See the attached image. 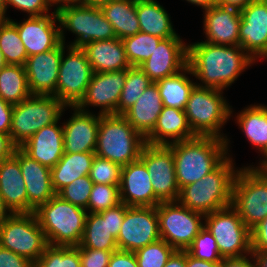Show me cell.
Listing matches in <instances>:
<instances>
[{
  "instance_id": "1",
  "label": "cell",
  "mask_w": 267,
  "mask_h": 267,
  "mask_svg": "<svg viewBox=\"0 0 267 267\" xmlns=\"http://www.w3.org/2000/svg\"><path fill=\"white\" fill-rule=\"evenodd\" d=\"M255 60L241 46L215 45L205 41L188 45L187 65L206 88L223 90Z\"/></svg>"
},
{
  "instance_id": "2",
  "label": "cell",
  "mask_w": 267,
  "mask_h": 267,
  "mask_svg": "<svg viewBox=\"0 0 267 267\" xmlns=\"http://www.w3.org/2000/svg\"><path fill=\"white\" fill-rule=\"evenodd\" d=\"M227 145L228 139L198 135L168 144L174 156L179 189L215 170L227 158Z\"/></svg>"
},
{
  "instance_id": "3",
  "label": "cell",
  "mask_w": 267,
  "mask_h": 267,
  "mask_svg": "<svg viewBox=\"0 0 267 267\" xmlns=\"http://www.w3.org/2000/svg\"><path fill=\"white\" fill-rule=\"evenodd\" d=\"M227 157L215 170L200 180L182 187L177 202L186 208L207 215L231 205L237 170Z\"/></svg>"
},
{
  "instance_id": "4",
  "label": "cell",
  "mask_w": 267,
  "mask_h": 267,
  "mask_svg": "<svg viewBox=\"0 0 267 267\" xmlns=\"http://www.w3.org/2000/svg\"><path fill=\"white\" fill-rule=\"evenodd\" d=\"M35 214L49 245L79 246L84 234L86 209L73 205L57 194Z\"/></svg>"
},
{
  "instance_id": "5",
  "label": "cell",
  "mask_w": 267,
  "mask_h": 267,
  "mask_svg": "<svg viewBox=\"0 0 267 267\" xmlns=\"http://www.w3.org/2000/svg\"><path fill=\"white\" fill-rule=\"evenodd\" d=\"M145 139L123 115H100L95 155L122 167L139 159Z\"/></svg>"
},
{
  "instance_id": "6",
  "label": "cell",
  "mask_w": 267,
  "mask_h": 267,
  "mask_svg": "<svg viewBox=\"0 0 267 267\" xmlns=\"http://www.w3.org/2000/svg\"><path fill=\"white\" fill-rule=\"evenodd\" d=\"M221 92L197 85L192 89L184 113L195 135L227 139L220 134V128L227 122L232 111Z\"/></svg>"
},
{
  "instance_id": "7",
  "label": "cell",
  "mask_w": 267,
  "mask_h": 267,
  "mask_svg": "<svg viewBox=\"0 0 267 267\" xmlns=\"http://www.w3.org/2000/svg\"><path fill=\"white\" fill-rule=\"evenodd\" d=\"M66 106L53 95H31L13 105L10 138L20 148L37 131L61 119Z\"/></svg>"
},
{
  "instance_id": "8",
  "label": "cell",
  "mask_w": 267,
  "mask_h": 267,
  "mask_svg": "<svg viewBox=\"0 0 267 267\" xmlns=\"http://www.w3.org/2000/svg\"><path fill=\"white\" fill-rule=\"evenodd\" d=\"M61 42L65 43L64 29L76 34L72 47H81L88 42L117 38L112 24L105 18L100 7L82 3L65 4L55 8Z\"/></svg>"
},
{
  "instance_id": "9",
  "label": "cell",
  "mask_w": 267,
  "mask_h": 267,
  "mask_svg": "<svg viewBox=\"0 0 267 267\" xmlns=\"http://www.w3.org/2000/svg\"><path fill=\"white\" fill-rule=\"evenodd\" d=\"M231 206L251 230L267 216V173L254 167L237 171Z\"/></svg>"
},
{
  "instance_id": "10",
  "label": "cell",
  "mask_w": 267,
  "mask_h": 267,
  "mask_svg": "<svg viewBox=\"0 0 267 267\" xmlns=\"http://www.w3.org/2000/svg\"><path fill=\"white\" fill-rule=\"evenodd\" d=\"M48 245L35 212L12 213L0 225V246L33 263Z\"/></svg>"
},
{
  "instance_id": "11",
  "label": "cell",
  "mask_w": 267,
  "mask_h": 267,
  "mask_svg": "<svg viewBox=\"0 0 267 267\" xmlns=\"http://www.w3.org/2000/svg\"><path fill=\"white\" fill-rule=\"evenodd\" d=\"M205 226L216 240L223 259L252 253L251 230L230 205L205 215Z\"/></svg>"
},
{
  "instance_id": "12",
  "label": "cell",
  "mask_w": 267,
  "mask_h": 267,
  "mask_svg": "<svg viewBox=\"0 0 267 267\" xmlns=\"http://www.w3.org/2000/svg\"><path fill=\"white\" fill-rule=\"evenodd\" d=\"M159 233L175 250H187L200 230L205 215L192 211L177 201L160 202L156 206Z\"/></svg>"
},
{
  "instance_id": "13",
  "label": "cell",
  "mask_w": 267,
  "mask_h": 267,
  "mask_svg": "<svg viewBox=\"0 0 267 267\" xmlns=\"http://www.w3.org/2000/svg\"><path fill=\"white\" fill-rule=\"evenodd\" d=\"M68 55L62 51L56 93L53 95L66 107L76 106L83 98L91 81L93 70L81 47H68Z\"/></svg>"
},
{
  "instance_id": "14",
  "label": "cell",
  "mask_w": 267,
  "mask_h": 267,
  "mask_svg": "<svg viewBox=\"0 0 267 267\" xmlns=\"http://www.w3.org/2000/svg\"><path fill=\"white\" fill-rule=\"evenodd\" d=\"M139 159L145 164L155 195L162 201H177L179 186L176 180L174 156L168 145L145 143Z\"/></svg>"
},
{
  "instance_id": "15",
  "label": "cell",
  "mask_w": 267,
  "mask_h": 267,
  "mask_svg": "<svg viewBox=\"0 0 267 267\" xmlns=\"http://www.w3.org/2000/svg\"><path fill=\"white\" fill-rule=\"evenodd\" d=\"M156 207H128L117 237L119 250L136 252L160 240Z\"/></svg>"
},
{
  "instance_id": "16",
  "label": "cell",
  "mask_w": 267,
  "mask_h": 267,
  "mask_svg": "<svg viewBox=\"0 0 267 267\" xmlns=\"http://www.w3.org/2000/svg\"><path fill=\"white\" fill-rule=\"evenodd\" d=\"M129 206L120 203L99 213L87 214L79 248L117 250V237Z\"/></svg>"
},
{
  "instance_id": "17",
  "label": "cell",
  "mask_w": 267,
  "mask_h": 267,
  "mask_svg": "<svg viewBox=\"0 0 267 267\" xmlns=\"http://www.w3.org/2000/svg\"><path fill=\"white\" fill-rule=\"evenodd\" d=\"M127 77V70L93 73L85 94L76 105L85 110L86 105L101 107L100 115L117 114V107Z\"/></svg>"
},
{
  "instance_id": "18",
  "label": "cell",
  "mask_w": 267,
  "mask_h": 267,
  "mask_svg": "<svg viewBox=\"0 0 267 267\" xmlns=\"http://www.w3.org/2000/svg\"><path fill=\"white\" fill-rule=\"evenodd\" d=\"M188 45L180 37L162 39L140 67L153 83L178 73L187 66Z\"/></svg>"
},
{
  "instance_id": "19",
  "label": "cell",
  "mask_w": 267,
  "mask_h": 267,
  "mask_svg": "<svg viewBox=\"0 0 267 267\" xmlns=\"http://www.w3.org/2000/svg\"><path fill=\"white\" fill-rule=\"evenodd\" d=\"M240 46L254 60L267 53V2L253 0L240 10Z\"/></svg>"
},
{
  "instance_id": "20",
  "label": "cell",
  "mask_w": 267,
  "mask_h": 267,
  "mask_svg": "<svg viewBox=\"0 0 267 267\" xmlns=\"http://www.w3.org/2000/svg\"><path fill=\"white\" fill-rule=\"evenodd\" d=\"M65 43L56 48L27 57L24 65L32 95H54Z\"/></svg>"
},
{
  "instance_id": "21",
  "label": "cell",
  "mask_w": 267,
  "mask_h": 267,
  "mask_svg": "<svg viewBox=\"0 0 267 267\" xmlns=\"http://www.w3.org/2000/svg\"><path fill=\"white\" fill-rule=\"evenodd\" d=\"M56 21H58L56 11L51 15L48 13L44 16H29L22 23L12 20L28 57L48 52L61 43L60 28L59 25L56 26Z\"/></svg>"
},
{
  "instance_id": "22",
  "label": "cell",
  "mask_w": 267,
  "mask_h": 267,
  "mask_svg": "<svg viewBox=\"0 0 267 267\" xmlns=\"http://www.w3.org/2000/svg\"><path fill=\"white\" fill-rule=\"evenodd\" d=\"M119 190L121 202L129 207H156L162 202L155 195L151 177L140 159L122 167Z\"/></svg>"
},
{
  "instance_id": "23",
  "label": "cell",
  "mask_w": 267,
  "mask_h": 267,
  "mask_svg": "<svg viewBox=\"0 0 267 267\" xmlns=\"http://www.w3.org/2000/svg\"><path fill=\"white\" fill-rule=\"evenodd\" d=\"M72 108L73 115L63 125L64 153L95 152L100 114Z\"/></svg>"
},
{
  "instance_id": "24",
  "label": "cell",
  "mask_w": 267,
  "mask_h": 267,
  "mask_svg": "<svg viewBox=\"0 0 267 267\" xmlns=\"http://www.w3.org/2000/svg\"><path fill=\"white\" fill-rule=\"evenodd\" d=\"M18 162L27 190L28 213L35 212L56 195L52 186L51 169L32 159L21 148H18Z\"/></svg>"
},
{
  "instance_id": "25",
  "label": "cell",
  "mask_w": 267,
  "mask_h": 267,
  "mask_svg": "<svg viewBox=\"0 0 267 267\" xmlns=\"http://www.w3.org/2000/svg\"><path fill=\"white\" fill-rule=\"evenodd\" d=\"M205 42L215 45L240 46V10L214 5L204 11Z\"/></svg>"
},
{
  "instance_id": "26",
  "label": "cell",
  "mask_w": 267,
  "mask_h": 267,
  "mask_svg": "<svg viewBox=\"0 0 267 267\" xmlns=\"http://www.w3.org/2000/svg\"><path fill=\"white\" fill-rule=\"evenodd\" d=\"M57 123L43 127L20 147L32 159L50 169L64 154L63 126Z\"/></svg>"
},
{
  "instance_id": "27",
  "label": "cell",
  "mask_w": 267,
  "mask_h": 267,
  "mask_svg": "<svg viewBox=\"0 0 267 267\" xmlns=\"http://www.w3.org/2000/svg\"><path fill=\"white\" fill-rule=\"evenodd\" d=\"M0 195L12 213H28L27 190L18 162V148L0 162Z\"/></svg>"
},
{
  "instance_id": "28",
  "label": "cell",
  "mask_w": 267,
  "mask_h": 267,
  "mask_svg": "<svg viewBox=\"0 0 267 267\" xmlns=\"http://www.w3.org/2000/svg\"><path fill=\"white\" fill-rule=\"evenodd\" d=\"M94 73L127 70L131 67L122 39L88 42L81 46Z\"/></svg>"
},
{
  "instance_id": "29",
  "label": "cell",
  "mask_w": 267,
  "mask_h": 267,
  "mask_svg": "<svg viewBox=\"0 0 267 267\" xmlns=\"http://www.w3.org/2000/svg\"><path fill=\"white\" fill-rule=\"evenodd\" d=\"M184 110L164 106L153 131L145 138L151 145H168L195 137ZM172 140L169 141V138ZM168 138V140H167Z\"/></svg>"
},
{
  "instance_id": "30",
  "label": "cell",
  "mask_w": 267,
  "mask_h": 267,
  "mask_svg": "<svg viewBox=\"0 0 267 267\" xmlns=\"http://www.w3.org/2000/svg\"><path fill=\"white\" fill-rule=\"evenodd\" d=\"M163 107L159 89L153 83L123 116L145 139L153 131Z\"/></svg>"
},
{
  "instance_id": "31",
  "label": "cell",
  "mask_w": 267,
  "mask_h": 267,
  "mask_svg": "<svg viewBox=\"0 0 267 267\" xmlns=\"http://www.w3.org/2000/svg\"><path fill=\"white\" fill-rule=\"evenodd\" d=\"M95 152L64 153L59 162L51 168L52 186L57 194L75 179L89 175Z\"/></svg>"
},
{
  "instance_id": "32",
  "label": "cell",
  "mask_w": 267,
  "mask_h": 267,
  "mask_svg": "<svg viewBox=\"0 0 267 267\" xmlns=\"http://www.w3.org/2000/svg\"><path fill=\"white\" fill-rule=\"evenodd\" d=\"M136 14L140 32L162 39L179 37L173 29L169 14L155 0H136Z\"/></svg>"
},
{
  "instance_id": "33",
  "label": "cell",
  "mask_w": 267,
  "mask_h": 267,
  "mask_svg": "<svg viewBox=\"0 0 267 267\" xmlns=\"http://www.w3.org/2000/svg\"><path fill=\"white\" fill-rule=\"evenodd\" d=\"M105 18L112 24L117 38L125 39L140 32L136 14V0H112L100 7Z\"/></svg>"
},
{
  "instance_id": "34",
  "label": "cell",
  "mask_w": 267,
  "mask_h": 267,
  "mask_svg": "<svg viewBox=\"0 0 267 267\" xmlns=\"http://www.w3.org/2000/svg\"><path fill=\"white\" fill-rule=\"evenodd\" d=\"M186 72L191 73L188 65L178 73L155 82L159 89L163 106L184 110L190 93L196 85L186 76Z\"/></svg>"
},
{
  "instance_id": "35",
  "label": "cell",
  "mask_w": 267,
  "mask_h": 267,
  "mask_svg": "<svg viewBox=\"0 0 267 267\" xmlns=\"http://www.w3.org/2000/svg\"><path fill=\"white\" fill-rule=\"evenodd\" d=\"M237 123L251 142L262 154L267 152V107L251 105L237 115Z\"/></svg>"
},
{
  "instance_id": "36",
  "label": "cell",
  "mask_w": 267,
  "mask_h": 267,
  "mask_svg": "<svg viewBox=\"0 0 267 267\" xmlns=\"http://www.w3.org/2000/svg\"><path fill=\"white\" fill-rule=\"evenodd\" d=\"M31 95L25 67L7 64L0 71V98L14 105Z\"/></svg>"
},
{
  "instance_id": "37",
  "label": "cell",
  "mask_w": 267,
  "mask_h": 267,
  "mask_svg": "<svg viewBox=\"0 0 267 267\" xmlns=\"http://www.w3.org/2000/svg\"><path fill=\"white\" fill-rule=\"evenodd\" d=\"M0 50L7 64L25 65L28 55L12 19H0Z\"/></svg>"
},
{
  "instance_id": "38",
  "label": "cell",
  "mask_w": 267,
  "mask_h": 267,
  "mask_svg": "<svg viewBox=\"0 0 267 267\" xmlns=\"http://www.w3.org/2000/svg\"><path fill=\"white\" fill-rule=\"evenodd\" d=\"M152 80L138 66L127 69V77L120 95L117 115H123L139 99L142 93L152 85Z\"/></svg>"
},
{
  "instance_id": "39",
  "label": "cell",
  "mask_w": 267,
  "mask_h": 267,
  "mask_svg": "<svg viewBox=\"0 0 267 267\" xmlns=\"http://www.w3.org/2000/svg\"><path fill=\"white\" fill-rule=\"evenodd\" d=\"M161 40L160 37L143 32L122 39L130 65L139 66L148 59Z\"/></svg>"
},
{
  "instance_id": "40",
  "label": "cell",
  "mask_w": 267,
  "mask_h": 267,
  "mask_svg": "<svg viewBox=\"0 0 267 267\" xmlns=\"http://www.w3.org/2000/svg\"><path fill=\"white\" fill-rule=\"evenodd\" d=\"M34 267H81L79 247L48 245Z\"/></svg>"
},
{
  "instance_id": "41",
  "label": "cell",
  "mask_w": 267,
  "mask_h": 267,
  "mask_svg": "<svg viewBox=\"0 0 267 267\" xmlns=\"http://www.w3.org/2000/svg\"><path fill=\"white\" fill-rule=\"evenodd\" d=\"M175 249L163 239L134 252L139 267H164Z\"/></svg>"
},
{
  "instance_id": "42",
  "label": "cell",
  "mask_w": 267,
  "mask_h": 267,
  "mask_svg": "<svg viewBox=\"0 0 267 267\" xmlns=\"http://www.w3.org/2000/svg\"><path fill=\"white\" fill-rule=\"evenodd\" d=\"M120 203L119 185L93 184L88 201L89 213H99Z\"/></svg>"
},
{
  "instance_id": "43",
  "label": "cell",
  "mask_w": 267,
  "mask_h": 267,
  "mask_svg": "<svg viewBox=\"0 0 267 267\" xmlns=\"http://www.w3.org/2000/svg\"><path fill=\"white\" fill-rule=\"evenodd\" d=\"M186 251L199 260L221 262L223 259L219 253L215 238L206 226L200 230Z\"/></svg>"
},
{
  "instance_id": "44",
  "label": "cell",
  "mask_w": 267,
  "mask_h": 267,
  "mask_svg": "<svg viewBox=\"0 0 267 267\" xmlns=\"http://www.w3.org/2000/svg\"><path fill=\"white\" fill-rule=\"evenodd\" d=\"M122 166L95 155L89 177L93 183L120 185Z\"/></svg>"
},
{
  "instance_id": "45",
  "label": "cell",
  "mask_w": 267,
  "mask_h": 267,
  "mask_svg": "<svg viewBox=\"0 0 267 267\" xmlns=\"http://www.w3.org/2000/svg\"><path fill=\"white\" fill-rule=\"evenodd\" d=\"M89 175L75 179L69 185L63 187L57 195L62 199L88 211V201L93 186Z\"/></svg>"
},
{
  "instance_id": "46",
  "label": "cell",
  "mask_w": 267,
  "mask_h": 267,
  "mask_svg": "<svg viewBox=\"0 0 267 267\" xmlns=\"http://www.w3.org/2000/svg\"><path fill=\"white\" fill-rule=\"evenodd\" d=\"M113 251L79 248L81 267H108Z\"/></svg>"
},
{
  "instance_id": "47",
  "label": "cell",
  "mask_w": 267,
  "mask_h": 267,
  "mask_svg": "<svg viewBox=\"0 0 267 267\" xmlns=\"http://www.w3.org/2000/svg\"><path fill=\"white\" fill-rule=\"evenodd\" d=\"M8 5L28 13L29 16H44L47 15L49 7L53 6V2L52 0H6V6Z\"/></svg>"
},
{
  "instance_id": "48",
  "label": "cell",
  "mask_w": 267,
  "mask_h": 267,
  "mask_svg": "<svg viewBox=\"0 0 267 267\" xmlns=\"http://www.w3.org/2000/svg\"><path fill=\"white\" fill-rule=\"evenodd\" d=\"M252 252H267V216L251 229Z\"/></svg>"
},
{
  "instance_id": "49",
  "label": "cell",
  "mask_w": 267,
  "mask_h": 267,
  "mask_svg": "<svg viewBox=\"0 0 267 267\" xmlns=\"http://www.w3.org/2000/svg\"><path fill=\"white\" fill-rule=\"evenodd\" d=\"M0 267H34V263L0 246Z\"/></svg>"
},
{
  "instance_id": "50",
  "label": "cell",
  "mask_w": 267,
  "mask_h": 267,
  "mask_svg": "<svg viewBox=\"0 0 267 267\" xmlns=\"http://www.w3.org/2000/svg\"><path fill=\"white\" fill-rule=\"evenodd\" d=\"M108 267H139L134 252L119 250L113 251Z\"/></svg>"
},
{
  "instance_id": "51",
  "label": "cell",
  "mask_w": 267,
  "mask_h": 267,
  "mask_svg": "<svg viewBox=\"0 0 267 267\" xmlns=\"http://www.w3.org/2000/svg\"><path fill=\"white\" fill-rule=\"evenodd\" d=\"M13 104L0 98V133L10 135Z\"/></svg>"
},
{
  "instance_id": "52",
  "label": "cell",
  "mask_w": 267,
  "mask_h": 267,
  "mask_svg": "<svg viewBox=\"0 0 267 267\" xmlns=\"http://www.w3.org/2000/svg\"><path fill=\"white\" fill-rule=\"evenodd\" d=\"M16 148L10 135L0 133V162L11 157Z\"/></svg>"
},
{
  "instance_id": "53",
  "label": "cell",
  "mask_w": 267,
  "mask_h": 267,
  "mask_svg": "<svg viewBox=\"0 0 267 267\" xmlns=\"http://www.w3.org/2000/svg\"><path fill=\"white\" fill-rule=\"evenodd\" d=\"M220 267H255V263L254 260L252 263L249 259L246 258V256L237 258H225L220 262Z\"/></svg>"
},
{
  "instance_id": "54",
  "label": "cell",
  "mask_w": 267,
  "mask_h": 267,
  "mask_svg": "<svg viewBox=\"0 0 267 267\" xmlns=\"http://www.w3.org/2000/svg\"><path fill=\"white\" fill-rule=\"evenodd\" d=\"M164 267H186V250H175Z\"/></svg>"
},
{
  "instance_id": "55",
  "label": "cell",
  "mask_w": 267,
  "mask_h": 267,
  "mask_svg": "<svg viewBox=\"0 0 267 267\" xmlns=\"http://www.w3.org/2000/svg\"><path fill=\"white\" fill-rule=\"evenodd\" d=\"M186 267H220V262L199 260L191 256L186 251Z\"/></svg>"
},
{
  "instance_id": "56",
  "label": "cell",
  "mask_w": 267,
  "mask_h": 267,
  "mask_svg": "<svg viewBox=\"0 0 267 267\" xmlns=\"http://www.w3.org/2000/svg\"><path fill=\"white\" fill-rule=\"evenodd\" d=\"M252 1L253 0H217V4L224 7H230V8H235L237 10H242Z\"/></svg>"
},
{
  "instance_id": "57",
  "label": "cell",
  "mask_w": 267,
  "mask_h": 267,
  "mask_svg": "<svg viewBox=\"0 0 267 267\" xmlns=\"http://www.w3.org/2000/svg\"><path fill=\"white\" fill-rule=\"evenodd\" d=\"M250 259L254 258L255 267H267V252H252Z\"/></svg>"
},
{
  "instance_id": "58",
  "label": "cell",
  "mask_w": 267,
  "mask_h": 267,
  "mask_svg": "<svg viewBox=\"0 0 267 267\" xmlns=\"http://www.w3.org/2000/svg\"><path fill=\"white\" fill-rule=\"evenodd\" d=\"M8 210V211H7ZM9 212V213H7ZM12 214L0 195V225Z\"/></svg>"
},
{
  "instance_id": "59",
  "label": "cell",
  "mask_w": 267,
  "mask_h": 267,
  "mask_svg": "<svg viewBox=\"0 0 267 267\" xmlns=\"http://www.w3.org/2000/svg\"><path fill=\"white\" fill-rule=\"evenodd\" d=\"M191 4L201 6L204 10L209 9L210 7L217 4V0H186Z\"/></svg>"
},
{
  "instance_id": "60",
  "label": "cell",
  "mask_w": 267,
  "mask_h": 267,
  "mask_svg": "<svg viewBox=\"0 0 267 267\" xmlns=\"http://www.w3.org/2000/svg\"><path fill=\"white\" fill-rule=\"evenodd\" d=\"M112 0H83L84 5L86 6H94V7H101L102 5H105L109 3Z\"/></svg>"
},
{
  "instance_id": "61",
  "label": "cell",
  "mask_w": 267,
  "mask_h": 267,
  "mask_svg": "<svg viewBox=\"0 0 267 267\" xmlns=\"http://www.w3.org/2000/svg\"><path fill=\"white\" fill-rule=\"evenodd\" d=\"M52 2H53V5L59 3L58 6H60V5H65V4L83 3V0H52Z\"/></svg>"
},
{
  "instance_id": "62",
  "label": "cell",
  "mask_w": 267,
  "mask_h": 267,
  "mask_svg": "<svg viewBox=\"0 0 267 267\" xmlns=\"http://www.w3.org/2000/svg\"><path fill=\"white\" fill-rule=\"evenodd\" d=\"M6 9V0H0V19H7V17H5Z\"/></svg>"
},
{
  "instance_id": "63",
  "label": "cell",
  "mask_w": 267,
  "mask_h": 267,
  "mask_svg": "<svg viewBox=\"0 0 267 267\" xmlns=\"http://www.w3.org/2000/svg\"><path fill=\"white\" fill-rule=\"evenodd\" d=\"M264 156L266 157L262 163L261 166L255 167L256 169L262 171V172H266L267 173V152L264 154Z\"/></svg>"
},
{
  "instance_id": "64",
  "label": "cell",
  "mask_w": 267,
  "mask_h": 267,
  "mask_svg": "<svg viewBox=\"0 0 267 267\" xmlns=\"http://www.w3.org/2000/svg\"><path fill=\"white\" fill-rule=\"evenodd\" d=\"M7 65L3 53L0 50V71Z\"/></svg>"
}]
</instances>
